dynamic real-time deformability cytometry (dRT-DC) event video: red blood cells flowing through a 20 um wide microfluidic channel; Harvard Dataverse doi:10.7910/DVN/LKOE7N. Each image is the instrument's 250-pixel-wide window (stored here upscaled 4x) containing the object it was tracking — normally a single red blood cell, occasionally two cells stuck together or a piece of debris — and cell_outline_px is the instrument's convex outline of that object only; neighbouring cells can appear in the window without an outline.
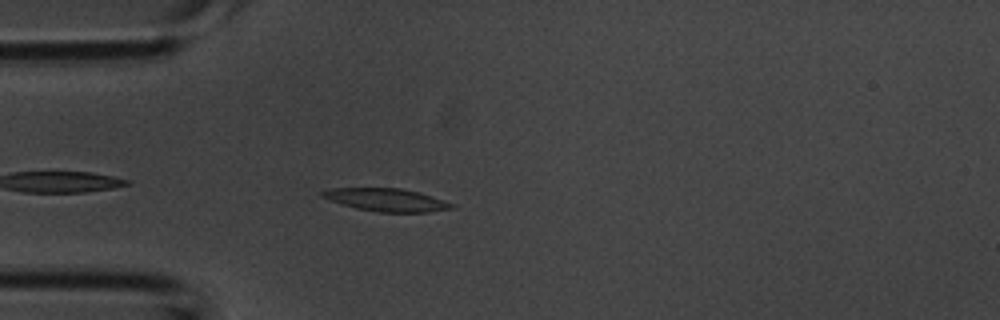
{"species": "common noctule bat (a hibernating species)", "species_latin": "Nyctalus noctula", "temperature_condition": "room temperature", "stored_images_in_passage": 34, "camera_frame_rate_fps": 3000, "um_per_image_px": 0.085, "animal": {"sex": "male", "body_mass_g": 20.1, "forearm_length_mm": 53.5}, "frame": {"image": 1, "passage_image": 3, "time_ms": 0.667, "image_size_px": [1000, 320], "cell_outline_px": [[456, 208], [428, 212], [376, 212], [356, 208], [320, 196], [320, 192], [328, 188], [400, 188], [420, 192], [456, 204]], "centroid_in_image_um": [32.9, 16.98], "position_along_channel_um": 52.1, "area_um2": 17.28}}
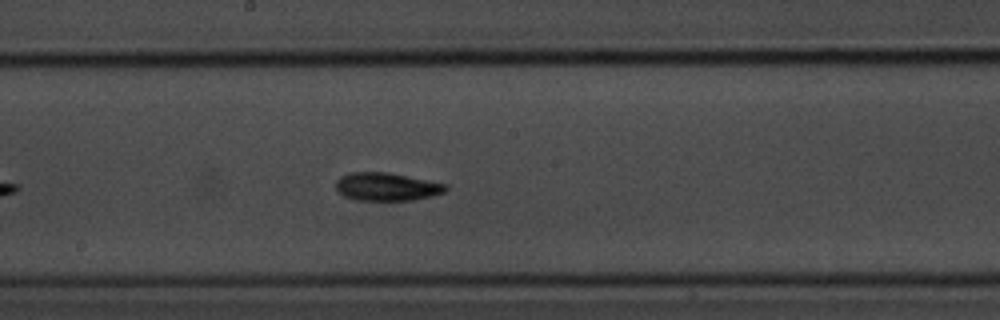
{"frame": {"image": 2, "passage_image": 14, "time_ms": 4.333, "image_size_px": [1000, 320], "cell_outline_px": [[448, 188], [444, 192], [432, 196], [412, 200], [356, 200], [344, 196], [336, 188], [336, 180], [340, 176], [352, 172], [388, 172], [448, 184]], "centroid_in_image_um": [32.88, 15.86], "position_along_channel_um": 215.3, "area_um2": 17.98}}
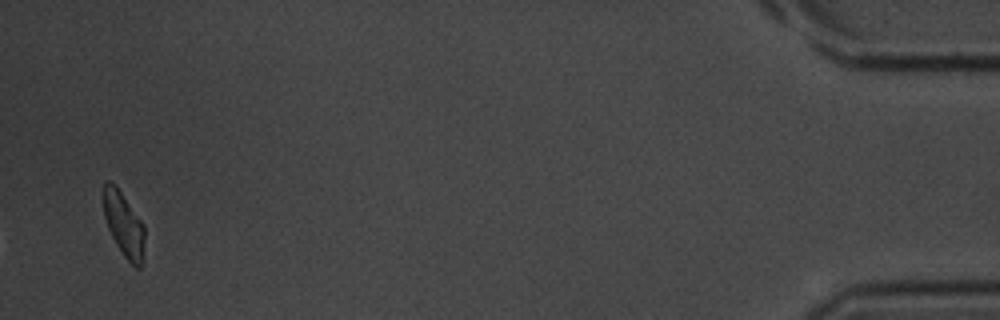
{"frame": {"image": 3, "passage_image": 33, "time_ms": 10.667, "image_size_px": [1000, 320], "cell_outline_px": [[144, 260], [140, 268], [136, 268], [124, 256], [116, 244], [108, 228], [104, 216], [104, 184], [108, 180], [116, 184], [144, 224]], "centroid_in_image_um": [10.55, 19.09], "position_along_channel_um": 424.7, "area_um2": 15.55}}